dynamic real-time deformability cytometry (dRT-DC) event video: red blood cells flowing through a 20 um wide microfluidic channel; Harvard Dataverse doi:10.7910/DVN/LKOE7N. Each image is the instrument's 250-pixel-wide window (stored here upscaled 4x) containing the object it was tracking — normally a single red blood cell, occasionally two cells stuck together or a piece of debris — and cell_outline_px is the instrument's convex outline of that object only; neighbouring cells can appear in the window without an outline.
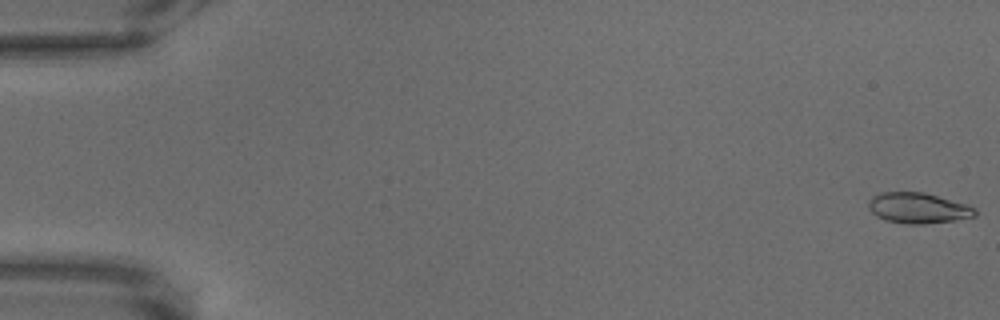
{"species": "common noctule bat (a hibernating species)", "species_latin": "Nyctalus noctula", "temperature_condition": "warm", "stored_images_in_passage": 69, "camera_frame_rate_fps": 3000, "um_per_image_px": 0.085, "animal": {"sex": "male", "body_mass_g": 18.8}, "frame": {"image": 1, "passage_image": 1, "time_ms": 0.0, "image_size_px": [1000, 320], "cell_outline_px": [[976, 216], [956, 220], [924, 224], [908, 224], [884, 220], [876, 216], [868, 208], [868, 204], [872, 196], [880, 192], [924, 192], [964, 204], [976, 208]], "centroid_in_image_um": [78.01, 17.69], "position_along_channel_um": 7.0, "area_um2": 18.96}}
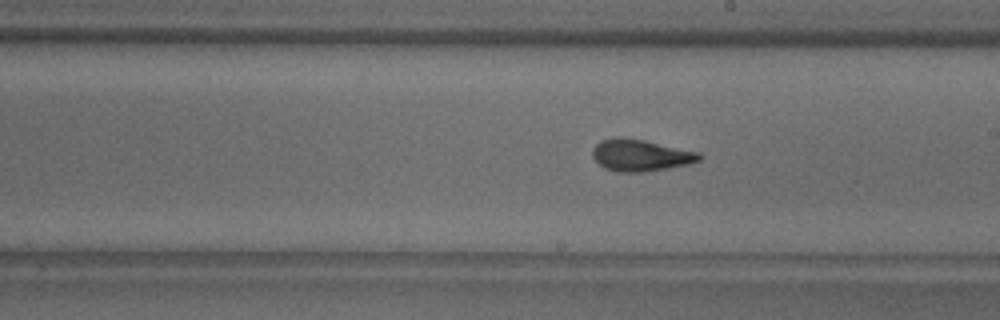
{"frame": {"image": 2, "passage_image": 40, "time_ms": 13.0, "image_size_px": [1000, 320], "cell_outline_px": [[700, 160], [688, 164], [668, 168], [644, 172], [616, 172], [604, 168], [592, 156], [592, 148], [600, 140], [612, 136], [620, 136], [644, 140], [700, 152]], "centroid_in_image_um": [54.4, 13.18], "position_along_channel_um": 234.6, "area_um2": 19.94}}
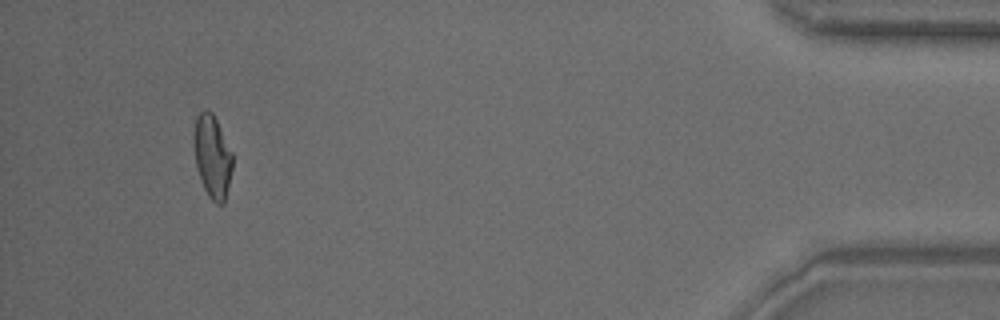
{"frame": {"image": 3, "passage_image": 65, "time_ms": 21.333, "image_size_px": [1000, 320], "cell_outline_px": [[232, 168], [224, 204], [216, 204], [208, 196], [204, 188], [196, 168], [192, 144], [192, 136], [196, 116], [204, 108], [208, 108], [212, 112], [232, 152]], "centroid_in_image_um": [18.01, 13.27], "position_along_channel_um": 417.2, "area_um2": 18.96}}